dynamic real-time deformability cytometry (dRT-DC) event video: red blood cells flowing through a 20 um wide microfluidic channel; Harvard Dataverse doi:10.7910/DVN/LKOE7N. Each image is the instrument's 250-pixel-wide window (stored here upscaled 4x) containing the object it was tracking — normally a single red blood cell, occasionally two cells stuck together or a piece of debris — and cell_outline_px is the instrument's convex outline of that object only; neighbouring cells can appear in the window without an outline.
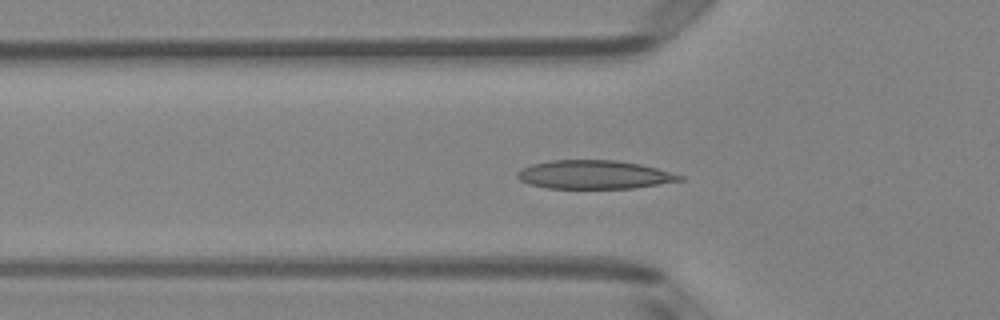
{"species": "Egyptian fruit bat (a non-hibernating species)", "species_latin": "Rousettus aegyptiacus", "temperature_condition": "room temperature", "stored_images_in_passage": 8, "camera_frame_rate_fps": 3000, "um_per_image_px": 0.085, "animal": {"sex": "female"}, "frame": {"image": 1, "passage_image": 2, "time_ms": 0.333, "image_size_px": [1000, 320], "cell_outline_px": [[684, 180], [632, 188], [548, 188], [528, 184], [520, 180], [516, 176], [516, 172], [520, 168], [532, 164], [548, 160], [616, 160], [640, 164], [656, 168], [684, 176]], "centroid_in_image_um": [50.46, 14.84], "position_along_channel_um": 75.3, "area_um2": 27.05}}
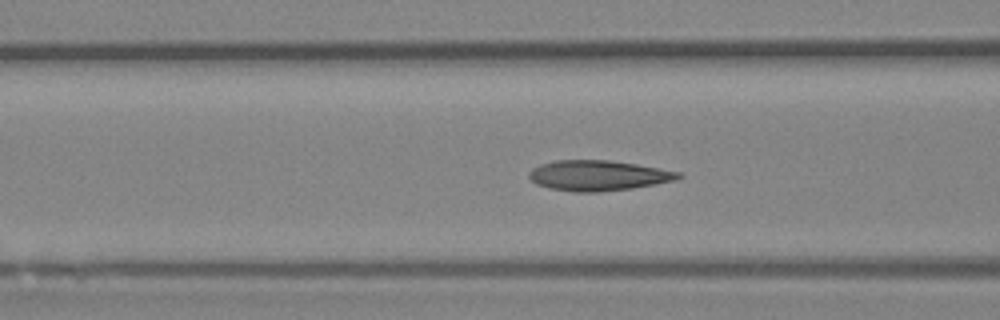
{"frame": {"image": 2, "passage_image": 5, "time_ms": 1.333, "image_size_px": [1000, 320], "cell_outline_px": [[684, 176], [676, 180], [656, 184], [632, 188], [596, 192], [572, 192], [548, 188], [536, 184], [528, 176], [528, 172], [532, 168], [540, 164], [556, 160], [608, 160], [636, 164], [680, 172]], "centroid_in_image_um": [50.82, 14.92], "position_along_channel_um": 115.8, "area_um2": 26.47}}
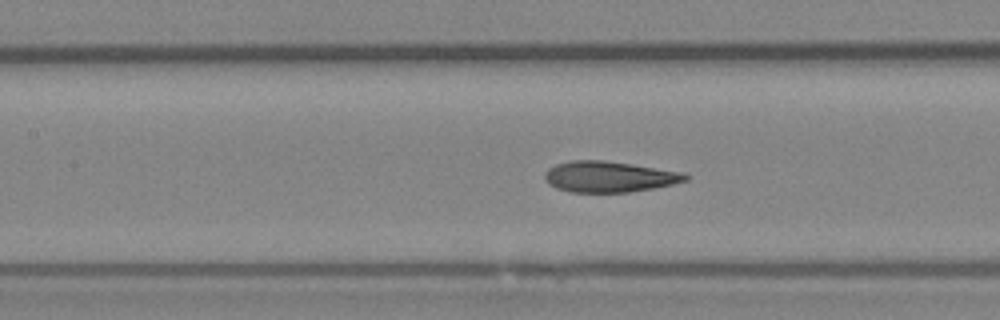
{"frame": {"image": 3, "passage_image": 8, "time_ms": 2.333, "image_size_px": [1000, 320], "cell_outline_px": [[688, 180], [672, 184], [652, 188], [628, 192], [568, 192], [556, 188], [548, 184], [544, 180], [544, 172], [548, 168], [556, 164], [572, 160], [604, 160], [632, 164], [684, 172], [688, 176]], "centroid_in_image_um": [51.73, 15.02], "position_along_channel_um": 155.7, "area_um2": 25.43}}